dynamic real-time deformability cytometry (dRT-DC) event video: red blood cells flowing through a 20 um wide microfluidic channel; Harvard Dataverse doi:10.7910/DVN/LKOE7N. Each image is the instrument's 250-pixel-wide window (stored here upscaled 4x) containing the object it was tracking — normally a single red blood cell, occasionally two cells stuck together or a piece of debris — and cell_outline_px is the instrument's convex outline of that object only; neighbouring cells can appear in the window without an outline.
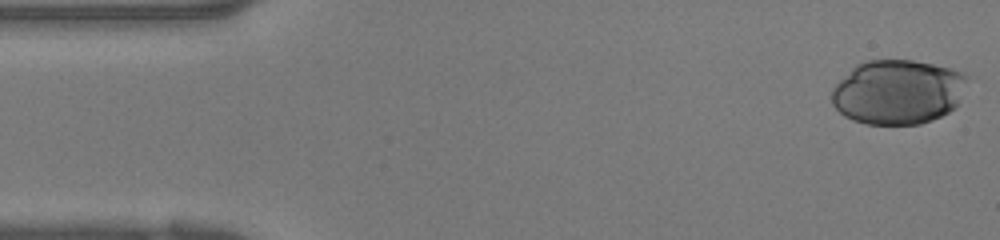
{"species": "human", "species_latin": "Homo sapiens", "temperature_condition": "warm", "stored_images_in_passage": 11, "camera_frame_rate_fps": 3000, "um_per_image_px": 0.085, "donor": {"sex": "female"}, "frame": {"image": 1, "passage_image": 1, "time_ms": 0.0, "image_size_px": [1000, 240], "cell_outline_px": [[968, 76], [956, 104], [948, 112], [932, 120], [920, 124], [868, 124], [852, 120], [844, 116], [832, 104], [832, 88], [856, 64], [864, 60], [912, 60], [952, 68], [964, 72]], "centroid_in_image_um": [76.29, 7.81], "position_along_channel_um": 8.7, "area_um2": 50.81}}
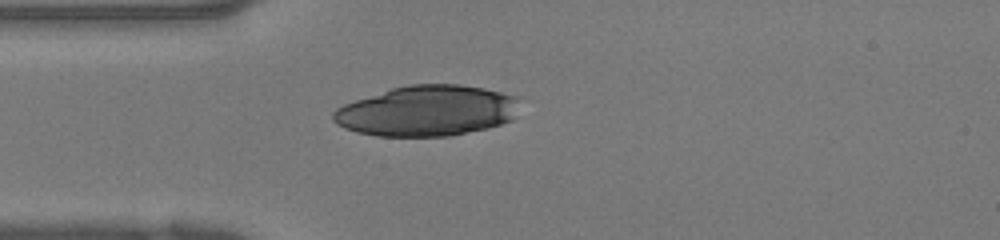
{"frame": {"image": 2, "passage_image": 10, "time_ms": 3.0, "image_size_px": [1000, 240], "cell_outline_px": [[516, 96], [512, 120], [488, 128], [452, 136], [376, 136], [356, 132], [344, 128], [336, 124], [332, 120], [332, 112], [336, 108], [344, 104], [392, 88], [408, 84], [460, 84], [484, 88]], "centroid_in_image_um": [36.24, 9.43], "position_along_channel_um": 48.8, "area_um2": 54.79}}